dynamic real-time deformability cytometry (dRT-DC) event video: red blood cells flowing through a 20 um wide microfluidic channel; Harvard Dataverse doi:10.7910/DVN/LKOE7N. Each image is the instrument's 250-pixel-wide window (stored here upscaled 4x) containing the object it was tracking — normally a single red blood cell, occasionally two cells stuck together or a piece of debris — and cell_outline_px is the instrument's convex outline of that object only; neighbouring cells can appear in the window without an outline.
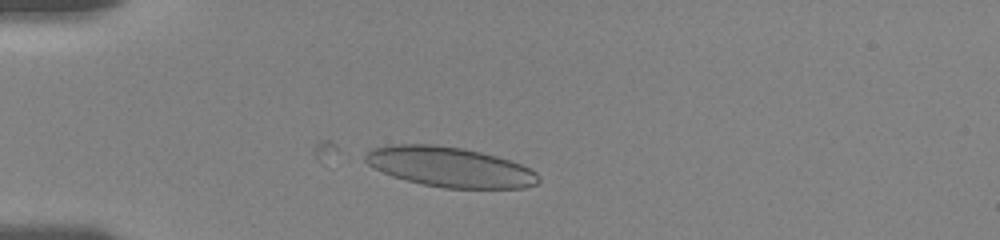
{"species": "human", "species_latin": "Homo sapiens", "temperature_condition": "room temperature", "stored_images_in_passage": 48, "camera_frame_rate_fps": 3000, "um_per_image_px": 0.085, "donor": {"sex": "female"}, "frame": {"image": 1, "passage_image": 9, "time_ms": 2.667, "image_size_px": [1000, 240], "cell_outline_px": [[540, 180], [536, 184], [524, 188], [444, 188], [424, 184], [392, 176], [372, 168], [364, 160], [364, 152], [372, 148], [392, 144], [432, 144], [464, 148], [496, 156], [520, 164], [536, 172], [540, 176]], "centroid_in_image_um": [38.19, 14.18], "position_along_channel_um": 46.8, "area_um2": 40.4}}